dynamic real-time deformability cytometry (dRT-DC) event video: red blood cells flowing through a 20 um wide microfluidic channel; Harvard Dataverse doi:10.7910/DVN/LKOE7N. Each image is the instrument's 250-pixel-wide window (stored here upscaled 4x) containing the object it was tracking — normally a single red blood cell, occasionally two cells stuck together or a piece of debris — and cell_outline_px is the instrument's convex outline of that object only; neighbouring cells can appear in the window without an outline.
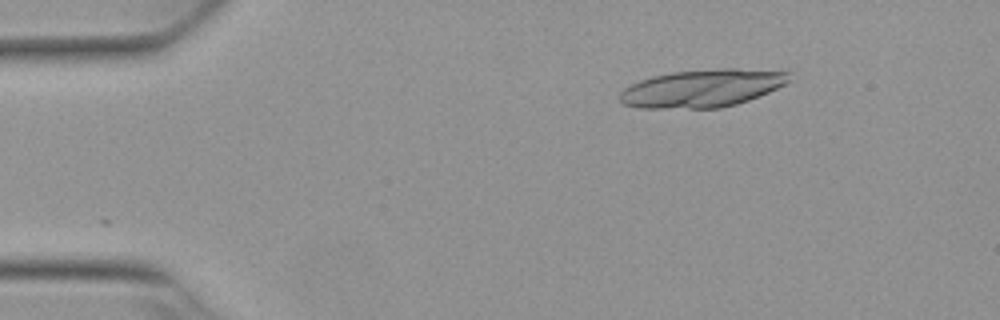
{"species": "Egyptian fruit bat (a non-hibernating species)", "species_latin": "Rousettus aegyptiacus", "temperature_condition": "warm", "stored_images_in_passage": 44, "segment_of_instrument_passage": [1, 2], "camera_frame_rate_fps": 3000, "um_per_image_px": 0.085, "animal": {"sex": "female"}, "frame": {"image": 1, "passage_image": 1, "time_ms": 0.0, "image_size_px": [1000, 320], "cell_outline_px": [[792, 72], [788, 80], [784, 84], [768, 92], [748, 100], [736, 104], [720, 108], [636, 108], [624, 104], [620, 100], [620, 92], [624, 88], [640, 80], [652, 76], [672, 72], [716, 68], [736, 68]], "centroid_in_image_um": [59.67, 7.5], "position_along_channel_um": 25.3, "area_um2": 37.22}}